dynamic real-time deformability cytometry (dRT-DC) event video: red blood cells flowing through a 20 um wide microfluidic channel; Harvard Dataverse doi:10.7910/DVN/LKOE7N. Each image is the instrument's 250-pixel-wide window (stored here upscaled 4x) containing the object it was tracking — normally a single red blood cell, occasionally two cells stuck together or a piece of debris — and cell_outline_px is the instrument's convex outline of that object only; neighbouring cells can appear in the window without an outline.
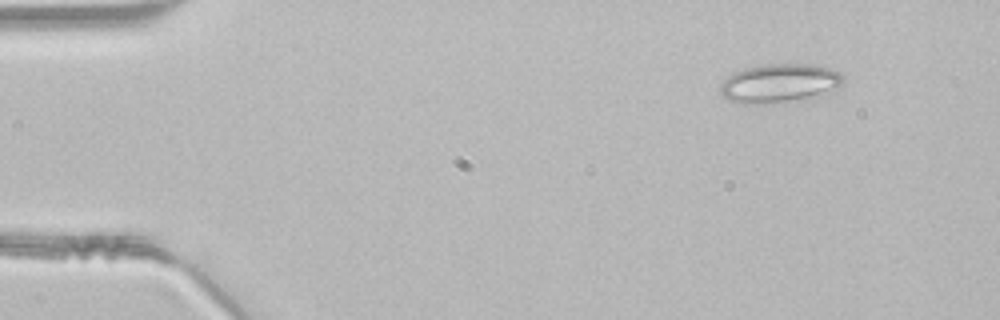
{"species": "common noctule bat (a hibernating species)", "species_latin": "Nyctalus noctula", "temperature_condition": "room temperature", "stored_images_in_passage": 43, "segment_of_instrument_passage": [1, 2], "camera_frame_rate_fps": 3000, "um_per_image_px": 0.085, "animal": {"sex": "male", "body_mass_g": 21.5, "forearm_length_mm": 52.0}, "frame": {"image": 1, "passage_image": 1, "time_ms": 0.0, "image_size_px": [1000, 320], "cell_outline_px": [[844, 80], [836, 88], [820, 96], [764, 104], [740, 104], [728, 100], [720, 92], [720, 84], [732, 72], [744, 68], [764, 64], [808, 64], [828, 68], [840, 72], [844, 76]], "centroid_in_image_um": [66.22, 7.08], "position_along_channel_um": 18.8, "area_um2": 27.92}}
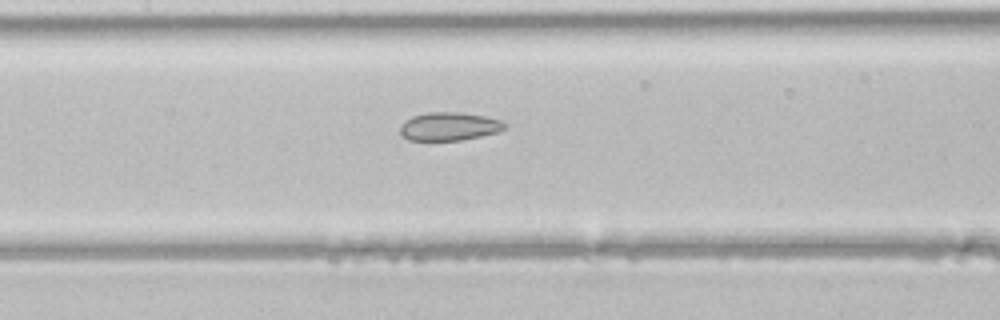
{"frame": {"image": 2, "passage_image": 18, "time_ms": 5.667, "image_size_px": [1000, 320], "cell_outline_px": [[504, 128], [496, 132], [480, 136], [460, 140], [408, 140], [400, 136], [400, 124], [404, 120], [412, 116], [428, 112], [460, 112], [484, 116], [500, 120], [504, 124]], "centroid_in_image_um": [38.09, 10.74], "position_along_channel_um": 169.3, "area_um2": 17.17}}
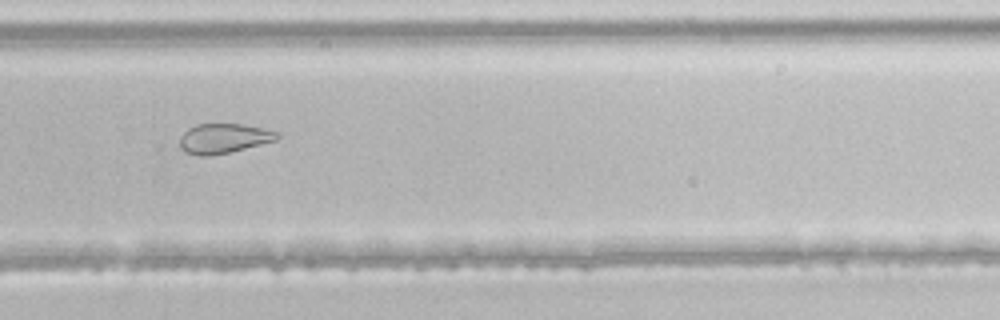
{"frame": {"image": 3, "passage_image": 28, "time_ms": 9.0, "image_size_px": [1000, 320], "cell_outline_px": [[280, 136], [276, 140], [212, 156], [196, 156], [184, 152], [180, 148], [180, 136], [188, 128], [196, 124], [244, 124], [280, 132]], "centroid_in_image_um": [18.98, 11.77], "position_along_channel_um": 310.8, "area_um2": 16.94}}